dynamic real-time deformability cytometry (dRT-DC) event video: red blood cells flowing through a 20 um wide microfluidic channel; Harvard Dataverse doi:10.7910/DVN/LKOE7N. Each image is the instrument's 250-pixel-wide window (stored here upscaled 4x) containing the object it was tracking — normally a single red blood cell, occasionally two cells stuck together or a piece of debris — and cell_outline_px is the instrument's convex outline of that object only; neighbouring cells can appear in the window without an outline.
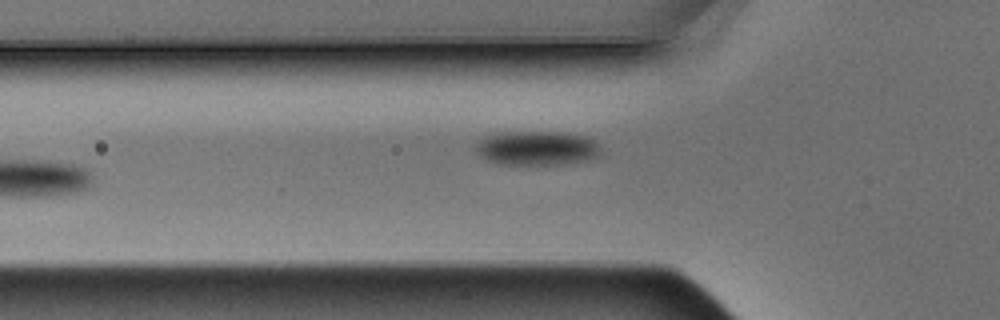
{"species": "Egyptian fruit bat (a non-hibernating species)", "species_latin": "Rousettus aegyptiacus", "temperature_condition": "warm", "stored_images_in_passage": 5, "camera_frame_rate_fps": 3000, "um_per_image_px": 0.085, "animal": {"sex": "male"}, "frame": {"image": 1, "passage_image": 5, "time_ms": 1.333, "image_size_px": [1000, 320], "cell_outline_px": [[600, 156], [588, 160], [572, 164], [500, 164], [488, 160], [480, 156], [476, 152], [476, 144], [480, 140], [488, 136], [504, 132], [560, 132], [584, 136], [592, 140], [600, 148]], "centroid_in_image_um": [45.66, 12.6], "position_along_channel_um": 80.1, "area_um2": 24.85}}